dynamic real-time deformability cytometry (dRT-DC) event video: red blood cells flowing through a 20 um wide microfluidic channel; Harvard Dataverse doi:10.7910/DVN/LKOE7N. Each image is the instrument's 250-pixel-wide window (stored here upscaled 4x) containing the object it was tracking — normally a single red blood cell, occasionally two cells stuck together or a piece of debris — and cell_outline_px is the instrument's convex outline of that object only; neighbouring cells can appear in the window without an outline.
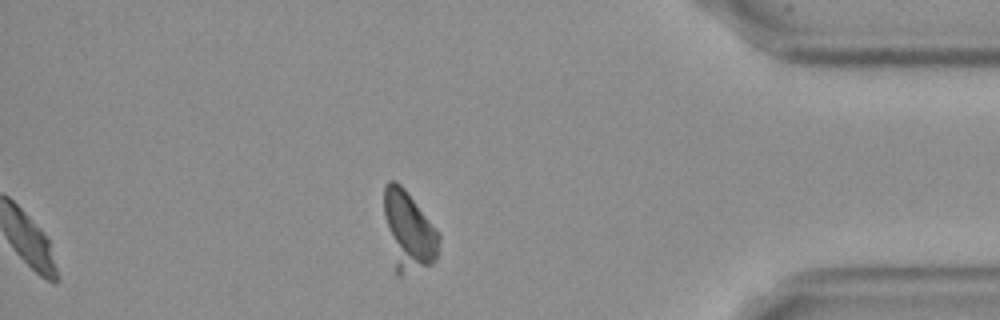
{"species": "Egyptian fruit bat (a non-hibernating species)", "species_latin": "Rousettus aegyptiacus", "temperature_condition": "cold", "stored_images_in_passage": 53, "camera_frame_rate_fps": 3000, "um_per_image_px": 0.085, "frame": {"image": 1, "passage_image": 46, "time_ms": 15.0, "image_size_px": [1000, 320], "cell_outline_px": [[440, 240], [436, 260], [432, 264], [400, 276], [396, 276], [384, 216], [384, 184], [388, 180], [396, 180], [404, 188], [440, 236]], "centroid_in_image_um": [34.7, 19.65], "position_along_channel_um": 400.5, "area_um2": 25.09}}